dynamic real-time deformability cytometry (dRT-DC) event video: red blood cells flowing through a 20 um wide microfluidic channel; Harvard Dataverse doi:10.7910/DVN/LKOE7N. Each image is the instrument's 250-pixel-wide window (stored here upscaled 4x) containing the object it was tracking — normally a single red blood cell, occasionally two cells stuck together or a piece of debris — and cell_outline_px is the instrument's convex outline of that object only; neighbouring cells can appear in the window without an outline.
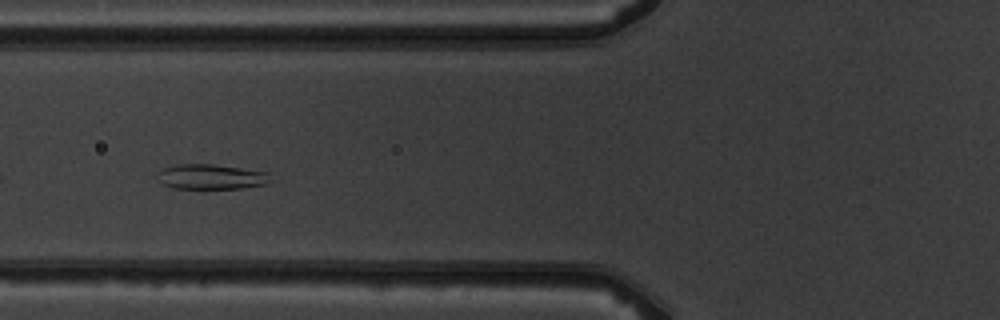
{"species": "common noctule bat (a hibernating species)", "species_latin": "Nyctalus noctula", "temperature_condition": "warm", "stored_images_in_passage": 8, "camera_frame_rate_fps": 3000, "um_per_image_px": 0.085, "animal": {"sex": "male", "body_mass_g": 19.5, "forearm_length_mm": 54.6}, "frame": {"image": 1, "passage_image": 5, "time_ms": 4.667, "image_size_px": [1000, 320], "cell_outline_px": [[268, 172], [264, 184], [240, 188], [172, 188], [156, 180], [156, 172], [164, 168], [176, 164], [212, 164]], "centroid_in_image_um": [17.8, 15.01], "position_along_channel_um": 108.0, "area_um2": 16.18}}
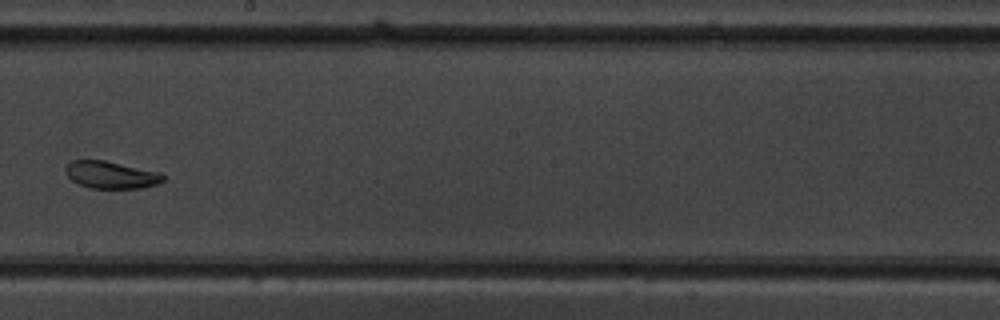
{"frame": {"image": 2, "passage_image": 8, "time_ms": 8.0, "image_size_px": [1000, 320], "cell_outline_px": [[168, 176], [164, 180], [156, 184], [140, 188], [92, 188], [76, 184], [64, 172], [64, 168], [72, 160], [104, 160], [160, 172]], "centroid_in_image_um": [9.43, 14.86], "position_along_channel_um": 238.8, "area_um2": 15.61}}